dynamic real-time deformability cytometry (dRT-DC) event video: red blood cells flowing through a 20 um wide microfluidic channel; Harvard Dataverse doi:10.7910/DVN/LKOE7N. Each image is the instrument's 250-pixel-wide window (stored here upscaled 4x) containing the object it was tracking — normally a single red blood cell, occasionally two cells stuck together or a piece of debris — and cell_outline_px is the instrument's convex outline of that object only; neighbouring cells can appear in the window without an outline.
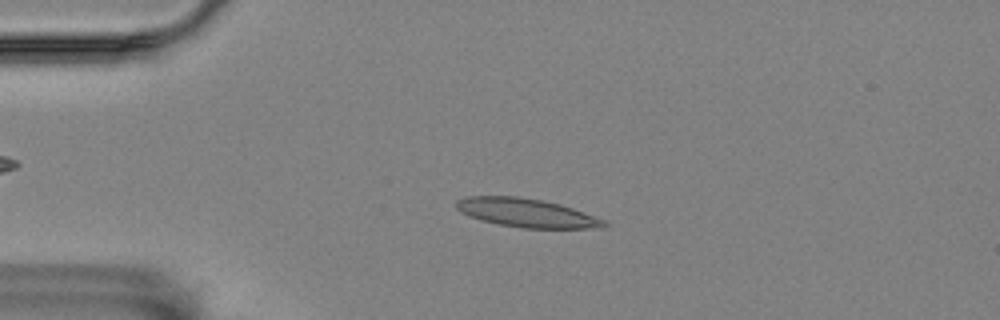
{"species": "Egyptian fruit bat (a non-hibernating species)", "species_latin": "Rousettus aegyptiacus", "temperature_condition": "room temperature", "stored_images_in_passage": 5, "camera_frame_rate_fps": 3000, "um_per_image_px": 0.085, "animal": {"sex": "female"}, "frame": {"image": 1, "passage_image": 2, "time_ms": 0.333, "image_size_px": [1000, 320], "cell_outline_px": [[608, 224], [604, 228], [524, 228], [500, 224], [480, 220], [468, 216], [460, 212], [456, 208], [456, 200], [468, 196], [516, 196], [544, 200], [560, 204], [608, 220]], "centroid_in_image_um": [44.78, 18.09], "position_along_channel_um": 40.2, "area_um2": 24.85}}